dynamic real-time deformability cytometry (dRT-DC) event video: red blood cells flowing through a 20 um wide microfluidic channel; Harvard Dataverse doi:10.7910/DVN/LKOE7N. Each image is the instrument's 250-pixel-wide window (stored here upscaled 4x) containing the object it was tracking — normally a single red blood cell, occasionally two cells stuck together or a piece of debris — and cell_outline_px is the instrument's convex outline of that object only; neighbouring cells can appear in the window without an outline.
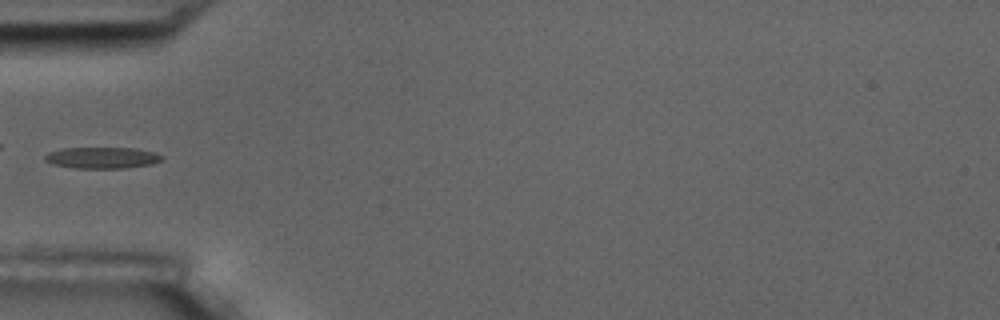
{"species": "common noctule bat (a hibernating species)", "species_latin": "Nyctalus noctula", "temperature_condition": "room temperature", "stored_images_in_passage": 10, "camera_frame_rate_fps": 3000, "um_per_image_px": 0.085, "animal": {"sex": "male", "body_mass_g": 17.5, "forearm_length_mm": 52.3}, "frame": {"image": 1, "passage_image": 1, "time_ms": 0.0, "image_size_px": [1000, 320], "cell_outline_px": [[164, 156], [160, 160], [152, 164], [124, 168], [76, 168], [52, 164], [44, 160], [44, 156], [48, 152], [64, 148], [136, 148], [156, 152]], "centroid_in_image_um": [8.68, 13.4], "position_along_channel_um": 76.3, "area_um2": 14.57}}
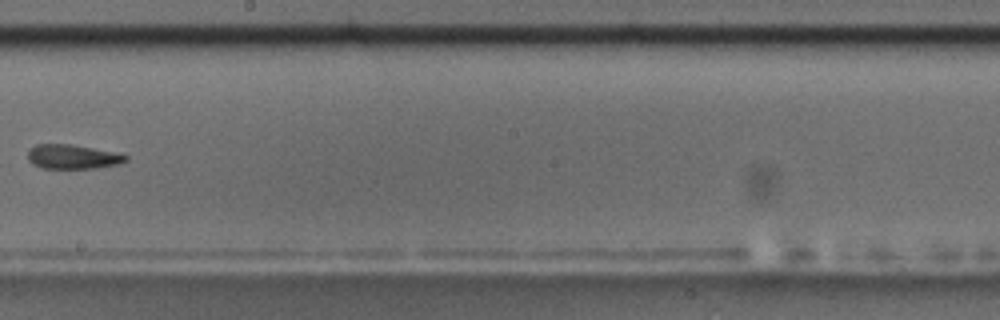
{"frame": {"image": 2, "passage_image": 5, "time_ms": 4.667, "image_size_px": [1000, 320], "cell_outline_px": [[128, 160], [120, 164], [96, 168], [40, 168], [32, 164], [28, 160], [28, 152], [36, 144], [72, 144], [112, 152], [128, 156]], "centroid_in_image_um": [6.16, 13.33], "position_along_channel_um": 242.0, "area_um2": 13.81}}
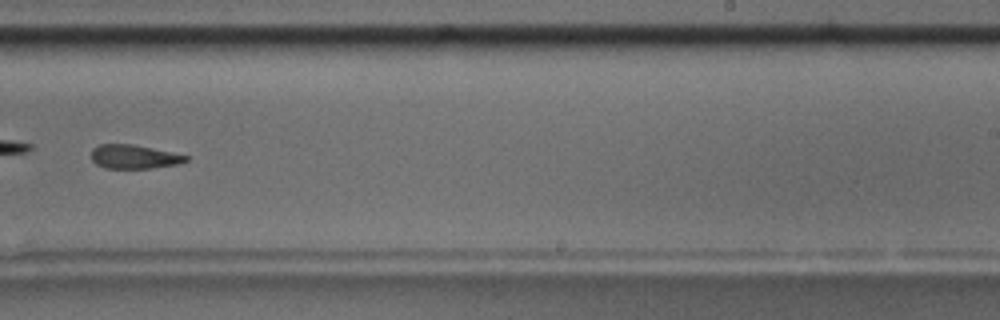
{"frame": {"image": 3, "passage_image": 6, "time_ms": 5.667, "image_size_px": [1000, 320], "cell_outline_px": [[188, 160], [180, 164], [152, 168], [104, 168], [96, 164], [92, 160], [92, 148], [100, 144], [132, 144], [152, 148], [188, 156]], "centroid_in_image_um": [11.38, 13.33], "position_along_channel_um": 277.6, "area_um2": 13.12}}